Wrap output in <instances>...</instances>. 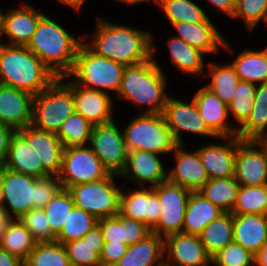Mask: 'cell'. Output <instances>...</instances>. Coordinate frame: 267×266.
Segmentation results:
<instances>
[{"label": "cell", "instance_id": "cell-41", "mask_svg": "<svg viewBox=\"0 0 267 266\" xmlns=\"http://www.w3.org/2000/svg\"><path fill=\"white\" fill-rule=\"evenodd\" d=\"M93 125L82 115L74 112L62 124L56 134L64 148L69 146L86 145L90 142Z\"/></svg>", "mask_w": 267, "mask_h": 266}, {"label": "cell", "instance_id": "cell-8", "mask_svg": "<svg viewBox=\"0 0 267 266\" xmlns=\"http://www.w3.org/2000/svg\"><path fill=\"white\" fill-rule=\"evenodd\" d=\"M123 134L128 151L141 150L164 155L178 146L162 113L134 116Z\"/></svg>", "mask_w": 267, "mask_h": 266}, {"label": "cell", "instance_id": "cell-52", "mask_svg": "<svg viewBox=\"0 0 267 266\" xmlns=\"http://www.w3.org/2000/svg\"><path fill=\"white\" fill-rule=\"evenodd\" d=\"M209 2L217 8V11H222L224 14L226 13L227 16L233 17L236 0H209Z\"/></svg>", "mask_w": 267, "mask_h": 266}, {"label": "cell", "instance_id": "cell-19", "mask_svg": "<svg viewBox=\"0 0 267 266\" xmlns=\"http://www.w3.org/2000/svg\"><path fill=\"white\" fill-rule=\"evenodd\" d=\"M159 155L141 151L133 150L128 151L125 167L120 173L119 177L128 178L139 186L143 184H151V187L156 186L162 182L167 181V171L161 160L158 158Z\"/></svg>", "mask_w": 267, "mask_h": 266}, {"label": "cell", "instance_id": "cell-29", "mask_svg": "<svg viewBox=\"0 0 267 266\" xmlns=\"http://www.w3.org/2000/svg\"><path fill=\"white\" fill-rule=\"evenodd\" d=\"M104 242L101 229L97 225L82 239L63 244L70 266H101L100 254Z\"/></svg>", "mask_w": 267, "mask_h": 266}, {"label": "cell", "instance_id": "cell-37", "mask_svg": "<svg viewBox=\"0 0 267 266\" xmlns=\"http://www.w3.org/2000/svg\"><path fill=\"white\" fill-rule=\"evenodd\" d=\"M206 67H208L209 71L207 72L208 74H205V78L211 75L212 80L205 87L214 92L223 103L229 105L240 81L234 68L228 63L220 65L214 62H209Z\"/></svg>", "mask_w": 267, "mask_h": 266}, {"label": "cell", "instance_id": "cell-31", "mask_svg": "<svg viewBox=\"0 0 267 266\" xmlns=\"http://www.w3.org/2000/svg\"><path fill=\"white\" fill-rule=\"evenodd\" d=\"M267 82L256 85L253 107L247 120L237 126L241 140H261L267 137Z\"/></svg>", "mask_w": 267, "mask_h": 266}, {"label": "cell", "instance_id": "cell-32", "mask_svg": "<svg viewBox=\"0 0 267 266\" xmlns=\"http://www.w3.org/2000/svg\"><path fill=\"white\" fill-rule=\"evenodd\" d=\"M231 66L242 81L258 85L267 82V52L244 50L236 57Z\"/></svg>", "mask_w": 267, "mask_h": 266}, {"label": "cell", "instance_id": "cell-9", "mask_svg": "<svg viewBox=\"0 0 267 266\" xmlns=\"http://www.w3.org/2000/svg\"><path fill=\"white\" fill-rule=\"evenodd\" d=\"M116 174L101 180L78 184L70 187L75 207L83 209L98 220L119 213L121 189L115 184Z\"/></svg>", "mask_w": 267, "mask_h": 266}, {"label": "cell", "instance_id": "cell-40", "mask_svg": "<svg viewBox=\"0 0 267 266\" xmlns=\"http://www.w3.org/2000/svg\"><path fill=\"white\" fill-rule=\"evenodd\" d=\"M23 264L24 266H70L64 245L56 241L37 242Z\"/></svg>", "mask_w": 267, "mask_h": 266}, {"label": "cell", "instance_id": "cell-4", "mask_svg": "<svg viewBox=\"0 0 267 266\" xmlns=\"http://www.w3.org/2000/svg\"><path fill=\"white\" fill-rule=\"evenodd\" d=\"M56 78L57 76L26 46L0 42V84L35 96Z\"/></svg>", "mask_w": 267, "mask_h": 266}, {"label": "cell", "instance_id": "cell-2", "mask_svg": "<svg viewBox=\"0 0 267 266\" xmlns=\"http://www.w3.org/2000/svg\"><path fill=\"white\" fill-rule=\"evenodd\" d=\"M156 47H152V57L144 62L125 66L119 92L120 99L127 100L141 109L146 107L147 114L163 112L168 94L166 76L155 60ZM143 106V107H142Z\"/></svg>", "mask_w": 267, "mask_h": 266}, {"label": "cell", "instance_id": "cell-42", "mask_svg": "<svg viewBox=\"0 0 267 266\" xmlns=\"http://www.w3.org/2000/svg\"><path fill=\"white\" fill-rule=\"evenodd\" d=\"M267 209V185L240 186L232 214H259Z\"/></svg>", "mask_w": 267, "mask_h": 266}, {"label": "cell", "instance_id": "cell-6", "mask_svg": "<svg viewBox=\"0 0 267 266\" xmlns=\"http://www.w3.org/2000/svg\"><path fill=\"white\" fill-rule=\"evenodd\" d=\"M57 77L45 90L34 96L31 125L57 134L63 122L75 112L73 80Z\"/></svg>", "mask_w": 267, "mask_h": 266}, {"label": "cell", "instance_id": "cell-15", "mask_svg": "<svg viewBox=\"0 0 267 266\" xmlns=\"http://www.w3.org/2000/svg\"><path fill=\"white\" fill-rule=\"evenodd\" d=\"M165 266H209L212 257L207 253L200 237L184 233L164 238ZM171 260V262H169ZM175 264V265H174Z\"/></svg>", "mask_w": 267, "mask_h": 266}, {"label": "cell", "instance_id": "cell-48", "mask_svg": "<svg viewBox=\"0 0 267 266\" xmlns=\"http://www.w3.org/2000/svg\"><path fill=\"white\" fill-rule=\"evenodd\" d=\"M97 225L101 229L104 241L125 244L123 215L118 213L115 216L101 218Z\"/></svg>", "mask_w": 267, "mask_h": 266}, {"label": "cell", "instance_id": "cell-50", "mask_svg": "<svg viewBox=\"0 0 267 266\" xmlns=\"http://www.w3.org/2000/svg\"><path fill=\"white\" fill-rule=\"evenodd\" d=\"M127 249L128 245L126 244L105 241L100 254L101 266H114L127 252Z\"/></svg>", "mask_w": 267, "mask_h": 266}, {"label": "cell", "instance_id": "cell-16", "mask_svg": "<svg viewBox=\"0 0 267 266\" xmlns=\"http://www.w3.org/2000/svg\"><path fill=\"white\" fill-rule=\"evenodd\" d=\"M219 138L227 143H211L196 150L209 179L234 177L236 150L242 140L237 135Z\"/></svg>", "mask_w": 267, "mask_h": 266}, {"label": "cell", "instance_id": "cell-57", "mask_svg": "<svg viewBox=\"0 0 267 266\" xmlns=\"http://www.w3.org/2000/svg\"><path fill=\"white\" fill-rule=\"evenodd\" d=\"M118 1V3H119V1L121 2V3H125L126 5H134V4H136V3H141V2H146V1H151V0H116V2Z\"/></svg>", "mask_w": 267, "mask_h": 266}, {"label": "cell", "instance_id": "cell-60", "mask_svg": "<svg viewBox=\"0 0 267 266\" xmlns=\"http://www.w3.org/2000/svg\"><path fill=\"white\" fill-rule=\"evenodd\" d=\"M259 141L265 146V148H266V150H267V137L262 138V139L259 140Z\"/></svg>", "mask_w": 267, "mask_h": 266}, {"label": "cell", "instance_id": "cell-54", "mask_svg": "<svg viewBox=\"0 0 267 266\" xmlns=\"http://www.w3.org/2000/svg\"><path fill=\"white\" fill-rule=\"evenodd\" d=\"M13 219L14 218L6 211V209L3 206H0V239Z\"/></svg>", "mask_w": 267, "mask_h": 266}, {"label": "cell", "instance_id": "cell-3", "mask_svg": "<svg viewBox=\"0 0 267 266\" xmlns=\"http://www.w3.org/2000/svg\"><path fill=\"white\" fill-rule=\"evenodd\" d=\"M82 40L44 14L26 47L57 77H63L72 71Z\"/></svg>", "mask_w": 267, "mask_h": 266}, {"label": "cell", "instance_id": "cell-12", "mask_svg": "<svg viewBox=\"0 0 267 266\" xmlns=\"http://www.w3.org/2000/svg\"><path fill=\"white\" fill-rule=\"evenodd\" d=\"M114 121L93 125L89 144L108 172L120 175L126 164L128 150L123 131Z\"/></svg>", "mask_w": 267, "mask_h": 266}, {"label": "cell", "instance_id": "cell-36", "mask_svg": "<svg viewBox=\"0 0 267 266\" xmlns=\"http://www.w3.org/2000/svg\"><path fill=\"white\" fill-rule=\"evenodd\" d=\"M36 243L37 241L20 220L13 219L0 239V248L24 262Z\"/></svg>", "mask_w": 267, "mask_h": 266}, {"label": "cell", "instance_id": "cell-28", "mask_svg": "<svg viewBox=\"0 0 267 266\" xmlns=\"http://www.w3.org/2000/svg\"><path fill=\"white\" fill-rule=\"evenodd\" d=\"M164 238L151 232L140 242L129 245L114 266H165Z\"/></svg>", "mask_w": 267, "mask_h": 266}, {"label": "cell", "instance_id": "cell-59", "mask_svg": "<svg viewBox=\"0 0 267 266\" xmlns=\"http://www.w3.org/2000/svg\"><path fill=\"white\" fill-rule=\"evenodd\" d=\"M2 22H3V11L0 9V36L2 32Z\"/></svg>", "mask_w": 267, "mask_h": 266}, {"label": "cell", "instance_id": "cell-61", "mask_svg": "<svg viewBox=\"0 0 267 266\" xmlns=\"http://www.w3.org/2000/svg\"><path fill=\"white\" fill-rule=\"evenodd\" d=\"M262 216L264 218V222H265L266 227H267V209L262 213Z\"/></svg>", "mask_w": 267, "mask_h": 266}, {"label": "cell", "instance_id": "cell-58", "mask_svg": "<svg viewBox=\"0 0 267 266\" xmlns=\"http://www.w3.org/2000/svg\"><path fill=\"white\" fill-rule=\"evenodd\" d=\"M3 193H2V166H0V206L2 205Z\"/></svg>", "mask_w": 267, "mask_h": 266}, {"label": "cell", "instance_id": "cell-5", "mask_svg": "<svg viewBox=\"0 0 267 266\" xmlns=\"http://www.w3.org/2000/svg\"><path fill=\"white\" fill-rule=\"evenodd\" d=\"M61 189L58 176L35 178L10 171L2 166L1 206L14 219H19L32 208H44Z\"/></svg>", "mask_w": 267, "mask_h": 266}, {"label": "cell", "instance_id": "cell-21", "mask_svg": "<svg viewBox=\"0 0 267 266\" xmlns=\"http://www.w3.org/2000/svg\"><path fill=\"white\" fill-rule=\"evenodd\" d=\"M28 141L33 151L41 161L42 168L50 176H58L62 166L64 146L57 135L42 131L32 125L18 130Z\"/></svg>", "mask_w": 267, "mask_h": 266}, {"label": "cell", "instance_id": "cell-26", "mask_svg": "<svg viewBox=\"0 0 267 266\" xmlns=\"http://www.w3.org/2000/svg\"><path fill=\"white\" fill-rule=\"evenodd\" d=\"M3 167L10 171L35 178L50 176L42 168L41 161L37 157L36 152L33 151L27 139L19 131H15L11 136L8 155Z\"/></svg>", "mask_w": 267, "mask_h": 266}, {"label": "cell", "instance_id": "cell-23", "mask_svg": "<svg viewBox=\"0 0 267 266\" xmlns=\"http://www.w3.org/2000/svg\"><path fill=\"white\" fill-rule=\"evenodd\" d=\"M193 99L206 126L217 137L236 135L237 127L228 124V105L223 103L214 92L204 86L196 92Z\"/></svg>", "mask_w": 267, "mask_h": 266}, {"label": "cell", "instance_id": "cell-17", "mask_svg": "<svg viewBox=\"0 0 267 266\" xmlns=\"http://www.w3.org/2000/svg\"><path fill=\"white\" fill-rule=\"evenodd\" d=\"M33 99L26 91L0 84V122L15 131L31 125Z\"/></svg>", "mask_w": 267, "mask_h": 266}, {"label": "cell", "instance_id": "cell-43", "mask_svg": "<svg viewBox=\"0 0 267 266\" xmlns=\"http://www.w3.org/2000/svg\"><path fill=\"white\" fill-rule=\"evenodd\" d=\"M75 207L73 198L67 189H61L43 208L52 233L57 236L66 222L69 213Z\"/></svg>", "mask_w": 267, "mask_h": 266}, {"label": "cell", "instance_id": "cell-34", "mask_svg": "<svg viewBox=\"0 0 267 266\" xmlns=\"http://www.w3.org/2000/svg\"><path fill=\"white\" fill-rule=\"evenodd\" d=\"M168 46L170 50L171 62L184 73L191 75H203L205 70L204 53L187 44L185 41L175 36L169 38Z\"/></svg>", "mask_w": 267, "mask_h": 266}, {"label": "cell", "instance_id": "cell-39", "mask_svg": "<svg viewBox=\"0 0 267 266\" xmlns=\"http://www.w3.org/2000/svg\"><path fill=\"white\" fill-rule=\"evenodd\" d=\"M98 219L83 209L74 207L64 222L60 233L55 241L65 244L74 240L82 239L83 236L95 226Z\"/></svg>", "mask_w": 267, "mask_h": 266}, {"label": "cell", "instance_id": "cell-44", "mask_svg": "<svg viewBox=\"0 0 267 266\" xmlns=\"http://www.w3.org/2000/svg\"><path fill=\"white\" fill-rule=\"evenodd\" d=\"M256 85L240 80L232 101L228 105L229 115H233L241 126L249 117L254 103Z\"/></svg>", "mask_w": 267, "mask_h": 266}, {"label": "cell", "instance_id": "cell-1", "mask_svg": "<svg viewBox=\"0 0 267 266\" xmlns=\"http://www.w3.org/2000/svg\"><path fill=\"white\" fill-rule=\"evenodd\" d=\"M95 33L85 45L96 55L112 59L124 66L144 62L152 57L153 36L129 26H123L98 18Z\"/></svg>", "mask_w": 267, "mask_h": 266}, {"label": "cell", "instance_id": "cell-13", "mask_svg": "<svg viewBox=\"0 0 267 266\" xmlns=\"http://www.w3.org/2000/svg\"><path fill=\"white\" fill-rule=\"evenodd\" d=\"M234 178L240 186L267 185V150L260 141L242 140L238 144Z\"/></svg>", "mask_w": 267, "mask_h": 266}, {"label": "cell", "instance_id": "cell-45", "mask_svg": "<svg viewBox=\"0 0 267 266\" xmlns=\"http://www.w3.org/2000/svg\"><path fill=\"white\" fill-rule=\"evenodd\" d=\"M19 220L37 242L55 241L56 236L51 231L43 208H32L19 217Z\"/></svg>", "mask_w": 267, "mask_h": 266}, {"label": "cell", "instance_id": "cell-47", "mask_svg": "<svg viewBox=\"0 0 267 266\" xmlns=\"http://www.w3.org/2000/svg\"><path fill=\"white\" fill-rule=\"evenodd\" d=\"M213 266H254V255L234 241L212 257Z\"/></svg>", "mask_w": 267, "mask_h": 266}, {"label": "cell", "instance_id": "cell-35", "mask_svg": "<svg viewBox=\"0 0 267 266\" xmlns=\"http://www.w3.org/2000/svg\"><path fill=\"white\" fill-rule=\"evenodd\" d=\"M240 185L234 177L209 179L198 191L205 199L223 212H231Z\"/></svg>", "mask_w": 267, "mask_h": 266}, {"label": "cell", "instance_id": "cell-25", "mask_svg": "<svg viewBox=\"0 0 267 266\" xmlns=\"http://www.w3.org/2000/svg\"><path fill=\"white\" fill-rule=\"evenodd\" d=\"M75 112L82 115L92 125L112 122L113 100L107 92L92 90L77 85L73 81Z\"/></svg>", "mask_w": 267, "mask_h": 266}, {"label": "cell", "instance_id": "cell-24", "mask_svg": "<svg viewBox=\"0 0 267 266\" xmlns=\"http://www.w3.org/2000/svg\"><path fill=\"white\" fill-rule=\"evenodd\" d=\"M3 14L2 32L10 39L6 45L27 46L43 13L28 4Z\"/></svg>", "mask_w": 267, "mask_h": 266}, {"label": "cell", "instance_id": "cell-10", "mask_svg": "<svg viewBox=\"0 0 267 266\" xmlns=\"http://www.w3.org/2000/svg\"><path fill=\"white\" fill-rule=\"evenodd\" d=\"M110 175L90 146L64 148L61 171L58 175L63 189L101 180Z\"/></svg>", "mask_w": 267, "mask_h": 266}, {"label": "cell", "instance_id": "cell-20", "mask_svg": "<svg viewBox=\"0 0 267 266\" xmlns=\"http://www.w3.org/2000/svg\"><path fill=\"white\" fill-rule=\"evenodd\" d=\"M172 26L178 31L175 37L180 38L203 53L215 54L218 53L219 47H223L230 54H233V50L228 44L229 42H226V39L217 30L209 17L203 22H179L172 24Z\"/></svg>", "mask_w": 267, "mask_h": 266}, {"label": "cell", "instance_id": "cell-49", "mask_svg": "<svg viewBox=\"0 0 267 266\" xmlns=\"http://www.w3.org/2000/svg\"><path fill=\"white\" fill-rule=\"evenodd\" d=\"M151 233V229L143 222L124 216V239L126 245L140 242Z\"/></svg>", "mask_w": 267, "mask_h": 266}, {"label": "cell", "instance_id": "cell-11", "mask_svg": "<svg viewBox=\"0 0 267 266\" xmlns=\"http://www.w3.org/2000/svg\"><path fill=\"white\" fill-rule=\"evenodd\" d=\"M153 190L160 203V214L151 232L162 238L182 233L188 197L192 191L168 180L153 186Z\"/></svg>", "mask_w": 267, "mask_h": 266}, {"label": "cell", "instance_id": "cell-30", "mask_svg": "<svg viewBox=\"0 0 267 266\" xmlns=\"http://www.w3.org/2000/svg\"><path fill=\"white\" fill-rule=\"evenodd\" d=\"M224 212L198 191L191 192L184 215L182 233L199 236L202 230Z\"/></svg>", "mask_w": 267, "mask_h": 266}, {"label": "cell", "instance_id": "cell-22", "mask_svg": "<svg viewBox=\"0 0 267 266\" xmlns=\"http://www.w3.org/2000/svg\"><path fill=\"white\" fill-rule=\"evenodd\" d=\"M194 151H186L183 145H178L173 151L176 166L167 171V180L170 183L183 186L192 192L199 191L209 180L199 153Z\"/></svg>", "mask_w": 267, "mask_h": 266}, {"label": "cell", "instance_id": "cell-14", "mask_svg": "<svg viewBox=\"0 0 267 266\" xmlns=\"http://www.w3.org/2000/svg\"><path fill=\"white\" fill-rule=\"evenodd\" d=\"M162 115L178 145H183L181 131L219 139L206 126L194 99L190 103H186L169 95Z\"/></svg>", "mask_w": 267, "mask_h": 266}, {"label": "cell", "instance_id": "cell-51", "mask_svg": "<svg viewBox=\"0 0 267 266\" xmlns=\"http://www.w3.org/2000/svg\"><path fill=\"white\" fill-rule=\"evenodd\" d=\"M15 130L0 122V166H3L7 155L11 136Z\"/></svg>", "mask_w": 267, "mask_h": 266}, {"label": "cell", "instance_id": "cell-56", "mask_svg": "<svg viewBox=\"0 0 267 266\" xmlns=\"http://www.w3.org/2000/svg\"><path fill=\"white\" fill-rule=\"evenodd\" d=\"M58 1L68 6H71L75 10L79 11L86 0H58Z\"/></svg>", "mask_w": 267, "mask_h": 266}, {"label": "cell", "instance_id": "cell-53", "mask_svg": "<svg viewBox=\"0 0 267 266\" xmlns=\"http://www.w3.org/2000/svg\"><path fill=\"white\" fill-rule=\"evenodd\" d=\"M0 266H24L23 261L0 248Z\"/></svg>", "mask_w": 267, "mask_h": 266}, {"label": "cell", "instance_id": "cell-55", "mask_svg": "<svg viewBox=\"0 0 267 266\" xmlns=\"http://www.w3.org/2000/svg\"><path fill=\"white\" fill-rule=\"evenodd\" d=\"M255 266H267V242L254 255Z\"/></svg>", "mask_w": 267, "mask_h": 266}, {"label": "cell", "instance_id": "cell-38", "mask_svg": "<svg viewBox=\"0 0 267 266\" xmlns=\"http://www.w3.org/2000/svg\"><path fill=\"white\" fill-rule=\"evenodd\" d=\"M171 24L179 22L197 23L205 21L208 16L192 0H154Z\"/></svg>", "mask_w": 267, "mask_h": 266}, {"label": "cell", "instance_id": "cell-33", "mask_svg": "<svg viewBox=\"0 0 267 266\" xmlns=\"http://www.w3.org/2000/svg\"><path fill=\"white\" fill-rule=\"evenodd\" d=\"M207 253L213 257L220 250L233 242V214L224 212L211 221L199 235Z\"/></svg>", "mask_w": 267, "mask_h": 266}, {"label": "cell", "instance_id": "cell-18", "mask_svg": "<svg viewBox=\"0 0 267 266\" xmlns=\"http://www.w3.org/2000/svg\"><path fill=\"white\" fill-rule=\"evenodd\" d=\"M119 213L127 218L143 222L151 230L157 225L160 203L153 187L132 190L128 194L121 190Z\"/></svg>", "mask_w": 267, "mask_h": 266}, {"label": "cell", "instance_id": "cell-7", "mask_svg": "<svg viewBox=\"0 0 267 266\" xmlns=\"http://www.w3.org/2000/svg\"><path fill=\"white\" fill-rule=\"evenodd\" d=\"M124 68L112 59L96 55L83 42L78 48L73 69L66 78L74 77L77 85L87 89L112 90L117 94Z\"/></svg>", "mask_w": 267, "mask_h": 266}, {"label": "cell", "instance_id": "cell-27", "mask_svg": "<svg viewBox=\"0 0 267 266\" xmlns=\"http://www.w3.org/2000/svg\"><path fill=\"white\" fill-rule=\"evenodd\" d=\"M233 241L252 255L267 242V227L259 214H233Z\"/></svg>", "mask_w": 267, "mask_h": 266}, {"label": "cell", "instance_id": "cell-46", "mask_svg": "<svg viewBox=\"0 0 267 266\" xmlns=\"http://www.w3.org/2000/svg\"><path fill=\"white\" fill-rule=\"evenodd\" d=\"M243 18L248 31L263 19L267 23V0H236L232 18Z\"/></svg>", "mask_w": 267, "mask_h": 266}]
</instances>
